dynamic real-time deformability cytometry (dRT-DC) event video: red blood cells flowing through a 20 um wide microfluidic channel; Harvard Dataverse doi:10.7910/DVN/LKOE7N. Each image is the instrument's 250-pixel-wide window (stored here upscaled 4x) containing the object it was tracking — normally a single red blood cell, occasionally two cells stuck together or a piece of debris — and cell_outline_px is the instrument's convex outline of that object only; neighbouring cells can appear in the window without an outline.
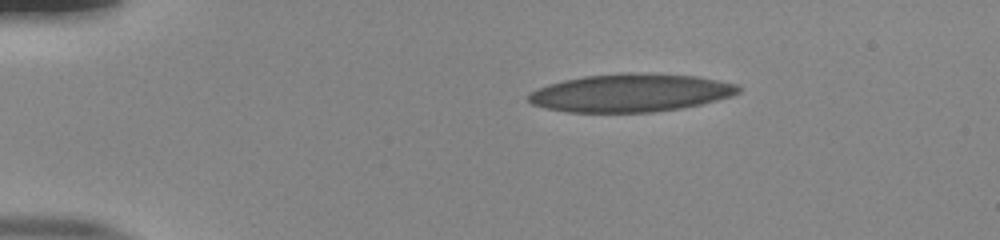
{"species": "human", "species_latin": "Homo sapiens", "temperature_condition": "room temperature", "stored_images_in_passage": 44, "camera_frame_rate_fps": 3000, "um_per_image_px": 0.085, "donor": {"sex": "male"}, "frame": {"image": 1, "passage_image": 1, "time_ms": 0.0, "image_size_px": [1000, 240], "cell_outline_px": [[740, 92], [732, 96], [700, 104], [680, 108], [652, 112], [568, 112], [544, 108], [532, 104], [528, 100], [528, 92], [536, 88], [548, 84], [564, 80], [584, 76], [624, 72], [632, 72], [696, 76], [736, 84], [740, 88]], "centroid_in_image_um": [53.55, 7.89], "position_along_channel_um": 31.5, "area_um2": 46.53}}
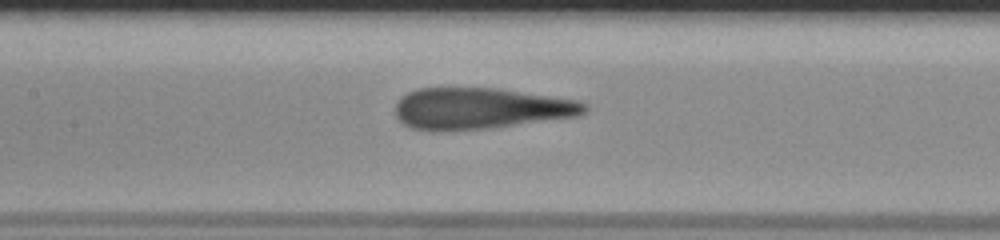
{"frame": {"image": 2, "passage_image": 17, "time_ms": 5.333, "image_size_px": [1000, 240], "cell_outline_px": [[588, 108], [584, 112], [576, 116], [488, 128], [432, 132], [412, 128], [404, 124], [396, 116], [396, 104], [408, 92], [420, 88], [496, 88], [580, 100], [588, 104]], "centroid_in_image_um": [40.83, 9.22], "position_along_channel_um": 166.6, "area_um2": 45.37}}
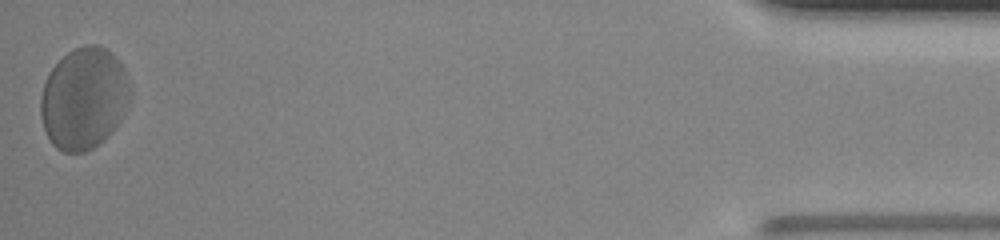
{"frame": {"image": 3, "passage_image": 44, "time_ms": 14.333, "image_size_px": [1000, 240], "cell_outline_px": [[128, 100], [124, 112], [116, 128], [104, 140], [92, 148], [84, 152], [64, 152], [56, 148], [52, 144], [44, 128], [40, 116], [40, 96], [44, 84], [52, 68], [68, 52], [84, 44], [100, 44], [120, 60], [124, 68], [128, 88]], "centroid_in_image_um": [7.11, 8.37], "position_along_channel_um": 428.1, "area_um2": 52.83}, "authors_computed_cell_mechanics": {"area_um2": 46.5001, "velocity_mm_per_s": 3.819, "shape_relaxation_time_tau1_ms": 4.2616, "shape_relaxation_time_tau2_ms": 1.0774, "deformation_change_tau1": 0.1509, "deformation_change_tau2": 0.1204}}